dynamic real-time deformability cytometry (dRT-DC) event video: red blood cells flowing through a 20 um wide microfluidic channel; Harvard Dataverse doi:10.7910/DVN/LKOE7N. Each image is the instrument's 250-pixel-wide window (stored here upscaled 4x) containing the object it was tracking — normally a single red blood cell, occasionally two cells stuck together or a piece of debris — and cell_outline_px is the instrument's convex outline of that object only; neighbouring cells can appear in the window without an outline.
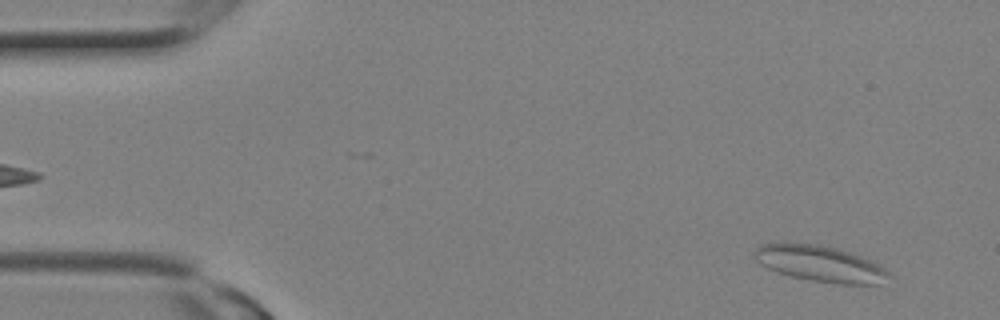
{"species": "Egyptian fruit bat (a non-hibernating species)", "species_latin": "Rousettus aegyptiacus", "temperature_condition": "room temperature", "stored_images_in_passage": 12, "camera_frame_rate_fps": 3000, "um_per_image_px": 0.085, "animal": {"sex": "female"}, "frame": {"image": 1, "passage_image": 1, "time_ms": 0.0, "image_size_px": [1000, 320], "cell_outline_px": [[892, 276], [880, 284], [840, 284], [812, 280], [792, 276], [776, 272], [760, 264], [752, 256], [752, 252], [760, 244], [784, 240], [820, 244], [836, 248], [860, 256], [884, 268]], "centroid_in_image_um": [69.61, 22.37], "position_along_channel_um": 15.4, "area_um2": 28.73}}
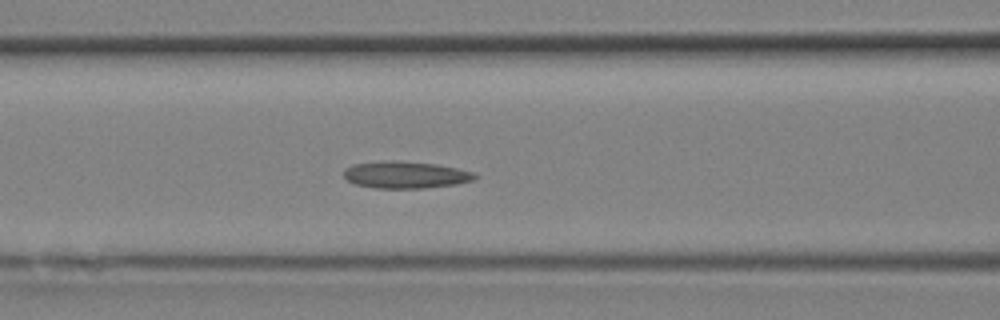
{"frame": {"image": 2, "passage_image": 9, "time_ms": 2.667, "image_size_px": [1000, 320], "cell_outline_px": [[476, 176], [472, 180], [456, 184], [424, 188], [376, 188], [356, 184], [348, 180], [344, 176], [344, 168], [352, 164], [384, 160], [396, 160], [436, 164], [456, 168], [472, 172]], "centroid_in_image_um": [34.41, 14.85], "position_along_channel_um": 132.2, "area_um2": 20.52}}